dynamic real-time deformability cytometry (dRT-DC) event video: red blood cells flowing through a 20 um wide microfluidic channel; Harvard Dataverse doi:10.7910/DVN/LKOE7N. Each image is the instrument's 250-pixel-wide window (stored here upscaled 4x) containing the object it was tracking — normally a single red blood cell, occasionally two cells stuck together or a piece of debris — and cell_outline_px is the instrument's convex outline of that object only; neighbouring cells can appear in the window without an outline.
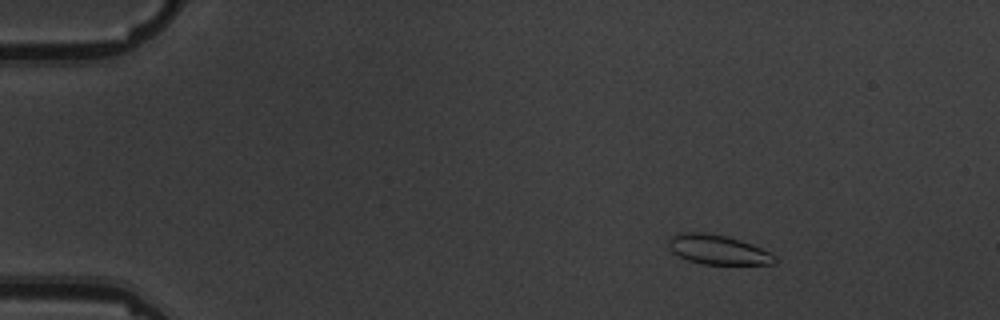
{"species": "common noctule bat (a hibernating species)", "species_latin": "Nyctalus noctula", "temperature_condition": "warm", "stored_images_in_passage": 6, "camera_frame_rate_fps": 3000, "um_per_image_px": 0.085, "animal": {"sex": "male", "body_mass_g": 19.5, "forearm_length_mm": 54.6}, "frame": {"image": 1, "passage_image": 1, "time_ms": 0.0, "image_size_px": [1000, 320], "cell_outline_px": [[776, 260], [772, 264], [704, 264], [688, 260], [672, 252], [668, 248], [668, 240], [676, 232], [704, 232], [728, 236], [752, 244], [776, 256]], "centroid_in_image_um": [60.97, 21.2], "position_along_channel_um": 24.0, "area_um2": 18.26}}
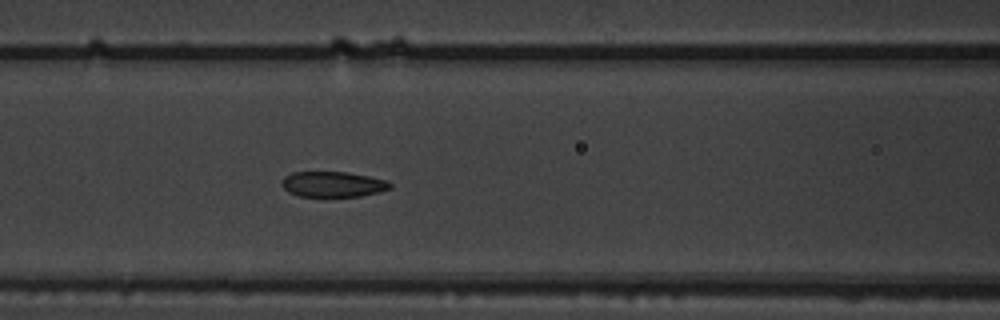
{"frame": {"image": 2, "passage_image": 6, "time_ms": 5.667, "image_size_px": [1000, 320], "cell_outline_px": [[392, 188], [380, 192], [360, 196], [300, 196], [288, 192], [280, 184], [280, 180], [284, 176], [292, 172], [348, 172], [388, 180], [392, 184]], "centroid_in_image_um": [28.3, 15.65], "position_along_channel_um": 138.3, "area_um2": 16.24}}